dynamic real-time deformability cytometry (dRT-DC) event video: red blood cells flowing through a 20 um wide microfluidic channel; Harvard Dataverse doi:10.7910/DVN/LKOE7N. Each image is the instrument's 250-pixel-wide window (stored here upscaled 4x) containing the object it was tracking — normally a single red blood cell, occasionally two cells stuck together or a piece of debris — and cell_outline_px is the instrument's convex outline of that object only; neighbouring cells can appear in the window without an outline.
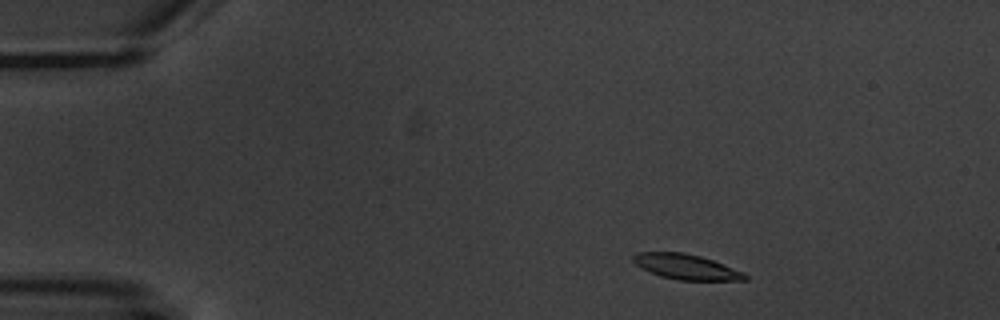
{"species": "common noctule bat (a hibernating species)", "species_latin": "Nyctalus noctula", "temperature_condition": "warm", "stored_images_in_passage": 4, "camera_frame_rate_fps": 3000, "um_per_image_px": 0.085, "animal": {"sex": "male", "body_mass_g": 20.1, "forearm_length_mm": 53.5}, "frame": {"image": 1, "passage_image": 2, "time_ms": 1.0, "image_size_px": [1000, 320], "cell_outline_px": [[748, 280], [676, 280], [660, 276], [640, 268], [632, 260], [632, 256], [636, 252], [684, 252], [700, 256], [712, 260], [744, 272], [748, 276]], "centroid_in_image_um": [58.3, 22.68], "position_along_channel_um": 26.7, "area_um2": 16.47}}